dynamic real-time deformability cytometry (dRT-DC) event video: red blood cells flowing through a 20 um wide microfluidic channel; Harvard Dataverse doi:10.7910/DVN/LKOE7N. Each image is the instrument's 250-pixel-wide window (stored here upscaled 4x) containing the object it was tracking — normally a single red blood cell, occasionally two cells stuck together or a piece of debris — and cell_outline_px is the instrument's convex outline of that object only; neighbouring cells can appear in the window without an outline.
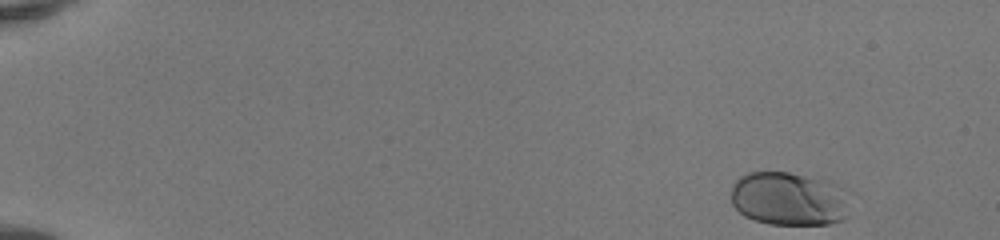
{"species": "human", "species_latin": "Homo sapiens", "temperature_condition": "room temperature", "stored_images_in_passage": 47, "camera_frame_rate_fps": 3000, "um_per_image_px": 0.085, "donor": {"sex": "female"}, "frame": {"image": 1, "passage_image": 1, "time_ms": 0.0, "image_size_px": [1000, 240], "cell_outline_px": [[848, 216], [844, 220], [828, 224], [768, 224], [744, 216], [732, 204], [732, 184], [740, 176], [748, 172], [788, 172], [832, 180], [848, 192]], "centroid_in_image_um": [67.11, 16.88], "position_along_channel_um": 17.9, "area_um2": 37.8}}
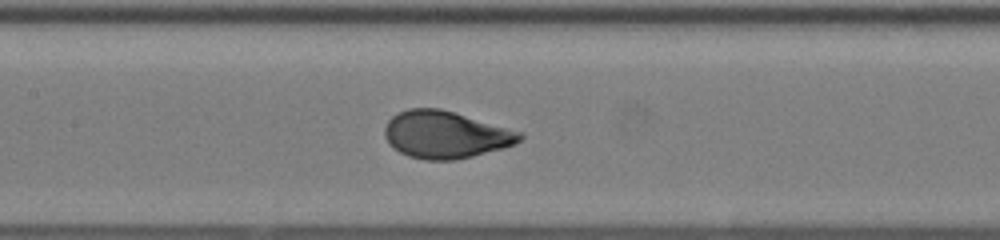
{"frame": {"image": 2, "passage_image": 23, "time_ms": 7.333, "image_size_px": [1000, 240], "cell_outline_px": [[524, 136], [516, 144], [472, 156], [452, 160], [424, 160], [408, 156], [392, 148], [388, 144], [384, 136], [384, 128], [388, 120], [396, 112], [408, 108], [440, 108], [524, 132]], "centroid_in_image_um": [37.84, 11.44], "position_along_channel_um": 169.6, "area_um2": 37.45}}
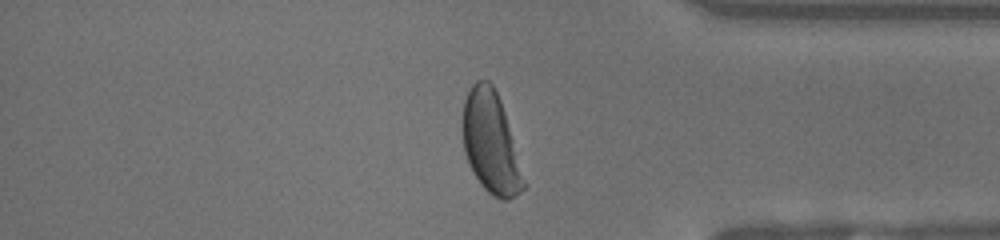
{"frame": {"image": 3, "passage_image": 40, "time_ms": 13.0, "image_size_px": [1000, 240], "cell_outline_px": [[528, 184], [524, 188], [508, 200], [500, 200], [492, 196], [480, 184], [472, 172], [468, 164], [464, 152], [464, 100], [472, 84], [476, 80], [488, 80], [492, 84], [500, 100]], "centroid_in_image_um": [41.74, 12.19], "position_along_channel_um": 393.5, "area_um2": 35.95}, "authors_computed_cell_mechanics": {"area_um2": 36.703, "velocity_mm_per_s": 4.139, "shape_relaxation_time_tau1_ms": 2.5595, "shape_relaxation_time_tau2_ms": null, "deformation_change_tau1": 0.1627, "deformation_change_tau2": null}}